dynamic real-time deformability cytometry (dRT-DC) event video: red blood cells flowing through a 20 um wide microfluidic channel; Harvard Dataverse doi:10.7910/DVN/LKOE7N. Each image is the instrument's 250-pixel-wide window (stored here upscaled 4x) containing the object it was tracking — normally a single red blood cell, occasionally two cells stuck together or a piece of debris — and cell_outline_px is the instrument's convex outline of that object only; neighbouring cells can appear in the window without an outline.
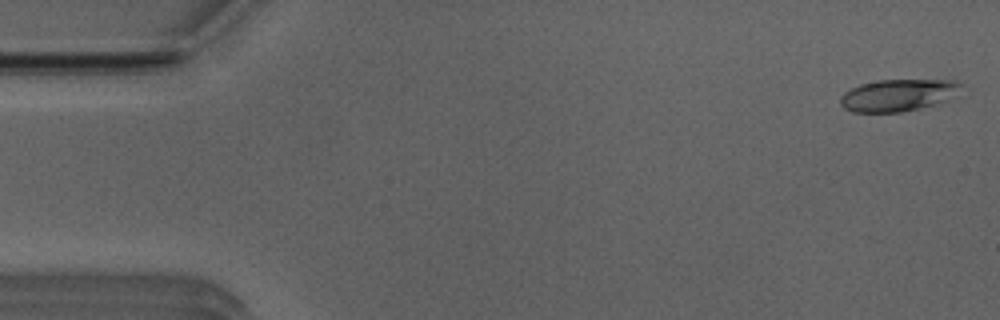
{"species": "Egyptian fruit bat (a non-hibernating species)", "species_latin": "Rousettus aegyptiacus", "temperature_condition": "room temperature", "stored_images_in_passage": 51, "camera_frame_rate_fps": 3000, "um_per_image_px": 0.085, "animal": {"sex": "male"}, "frame": {"image": 1, "passage_image": 1, "time_ms": 0.0, "image_size_px": [1000, 320], "cell_outline_px": [[964, 84], [960, 96], [940, 104], [900, 112], [852, 112], [844, 108], [840, 104], [840, 96], [844, 92], [860, 84], [880, 80], [956, 80]], "centroid_in_image_um": [76.45, 8.09], "position_along_channel_um": 8.6, "area_um2": 23.12}}
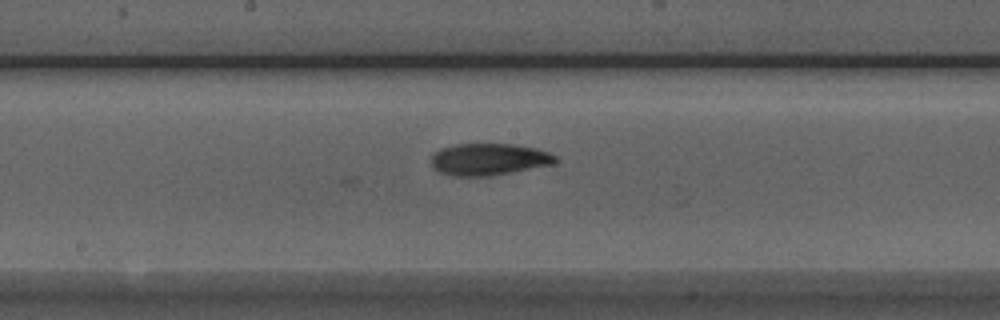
{"frame": {"image": 2, "passage_image": 26, "time_ms": 8.333, "image_size_px": [1000, 320], "cell_outline_px": [[556, 160], [552, 164], [492, 176], [456, 176], [440, 172], [432, 168], [432, 156], [440, 148], [456, 144], [512, 144], [536, 148], [548, 152], [556, 156]], "centroid_in_image_um": [41.53, 13.54], "position_along_channel_um": 206.7, "area_um2": 22.95}}
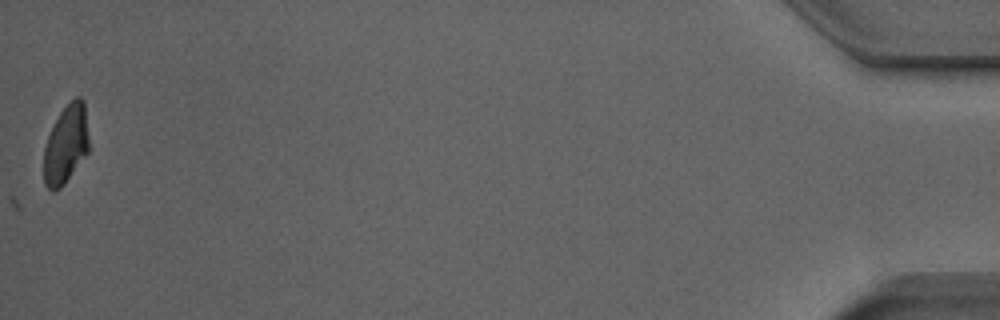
{"frame": {"image": 3, "passage_image": 51, "time_ms": 16.667, "image_size_px": [1000, 320], "cell_outline_px": [[88, 152], [64, 184], [60, 188], [52, 192], [44, 184], [44, 148], [48, 136], [60, 112], [76, 96], [80, 96], [84, 100], [88, 136]], "centroid_in_image_um": [5.6, 12.29], "position_along_channel_um": 429.6, "area_um2": 20.46}, "authors_computed_cell_mechanics": {"area_um2": 22.1374, "velocity_mm_per_s": 3.9122, "shape_relaxation_time_tau1_ms": null, "shape_relaxation_time_tau2_ms": 4.0096, "deformation_change_tau1": null, "deformation_change_tau2": 0.0633}}